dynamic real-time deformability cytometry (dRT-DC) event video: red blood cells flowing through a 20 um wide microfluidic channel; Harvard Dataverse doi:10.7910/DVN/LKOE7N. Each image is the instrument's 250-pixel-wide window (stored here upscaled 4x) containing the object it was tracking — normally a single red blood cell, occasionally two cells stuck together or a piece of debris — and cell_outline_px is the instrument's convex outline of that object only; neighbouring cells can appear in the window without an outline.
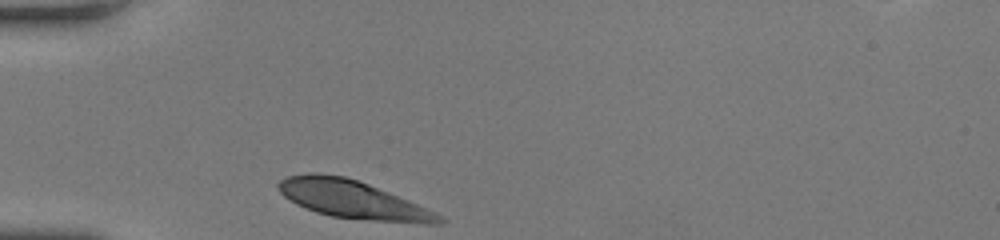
{"species": "human", "species_latin": "Homo sapiens", "temperature_condition": "room temperature", "stored_images_in_passage": 26, "camera_frame_rate_fps": 3000, "um_per_image_px": 0.085, "donor": {"sex": "female"}, "frame": {"image": 1, "passage_image": 1, "time_ms": 0.0, "image_size_px": [1000, 240], "cell_outline_px": [[444, 220], [440, 224], [428, 224], [372, 220], [332, 216], [316, 212], [296, 204], [284, 196], [276, 188], [276, 184], [280, 180], [288, 176], [308, 172], [316, 172], [344, 176], [368, 184], [408, 200], [440, 216]], "centroid_in_image_um": [29.88, 16.94], "position_along_channel_um": 55.1, "area_um2": 34.97}}
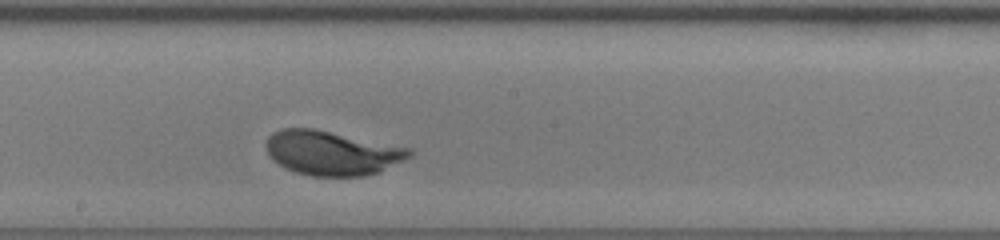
{"frame": {"image": 2, "passage_image": 14, "time_ms": 4.333, "image_size_px": [1000, 240], "cell_outline_px": [[416, 152], [412, 156], [380, 172], [364, 176], [312, 176], [296, 172], [284, 168], [272, 160], [268, 156], [264, 144], [268, 136], [272, 132], [280, 128], [312, 128], [412, 148]], "centroid_in_image_um": [28.2, 13.0], "position_along_channel_um": 220.0, "area_um2": 37.51}}
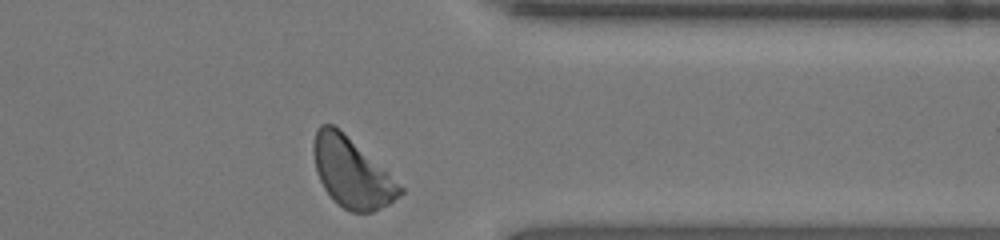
{"frame": {"image": 3, "passage_image": 26, "time_ms": 8.333, "image_size_px": [1000, 240], "cell_outline_px": [[404, 192], [388, 204], [372, 212], [348, 212], [336, 204], [324, 188], [316, 172], [312, 152], [312, 144], [316, 128], [320, 124], [332, 124], [388, 172], [404, 188]], "centroid_in_image_um": [29.86, 14.69], "position_along_channel_um": 381.5, "area_um2": 34.8}, "authors_computed_cell_mechanics": {"area_um2": 36.6163, "velocity_mm_per_s": 4.1483, "shape_relaxation_time_tau1_ms": 2.8364, "shape_relaxation_time_tau2_ms": null, "deformation_change_tau1": 0.1737, "deformation_change_tau2": null}}